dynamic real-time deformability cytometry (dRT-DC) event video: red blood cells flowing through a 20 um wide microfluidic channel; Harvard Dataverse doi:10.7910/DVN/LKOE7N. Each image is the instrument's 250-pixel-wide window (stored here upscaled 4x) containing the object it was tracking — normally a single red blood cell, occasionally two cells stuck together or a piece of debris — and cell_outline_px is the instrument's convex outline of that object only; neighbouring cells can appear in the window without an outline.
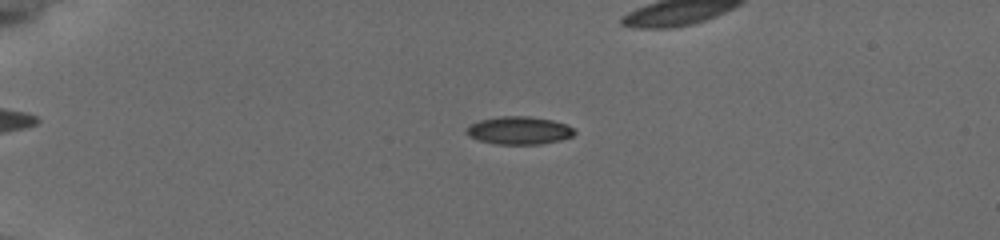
{"species": "common noctule bat (a hibernating species)", "species_latin": "Nyctalus noctula", "temperature_condition": "cold", "stored_images_in_passage": 64, "camera_frame_rate_fps": 3000, "um_per_image_px": 0.085, "animal": {"sex": "female", "body_mass_g": 19.5, "forearm_length_mm": 54.1}, "frame": {"image": 1, "passage_image": 15, "time_ms": 4.667, "image_size_px": [1000, 240], "cell_outline_px": [[576, 132], [572, 136], [560, 140], [540, 144], [496, 144], [480, 140], [468, 136], [464, 132], [464, 128], [468, 124], [480, 120], [500, 116], [532, 116], [552, 120], [568, 124]], "centroid_in_image_um": [44.08, 11.08], "position_along_channel_um": 40.9, "area_um2": 17.74}}
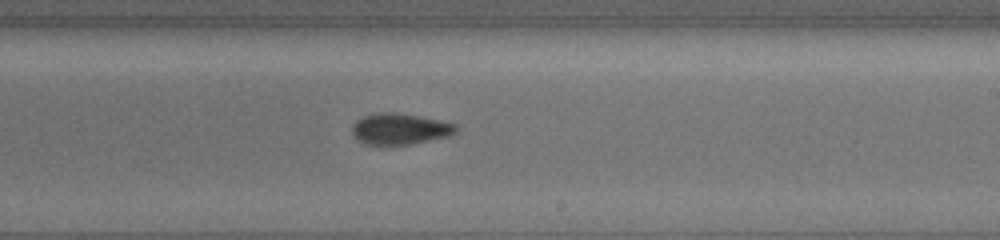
{"frame": {"image": 2, "passage_image": 45, "time_ms": 11.667, "image_size_px": [1000, 240], "cell_outline_px": [[456, 132], [448, 136], [412, 144], [392, 148], [364, 144], [356, 140], [352, 136], [352, 124], [356, 120], [364, 116], [380, 112], [392, 112], [420, 116], [456, 124]], "centroid_in_image_um": [33.91, 11.01], "position_along_channel_um": 255.1, "area_um2": 19.48}}
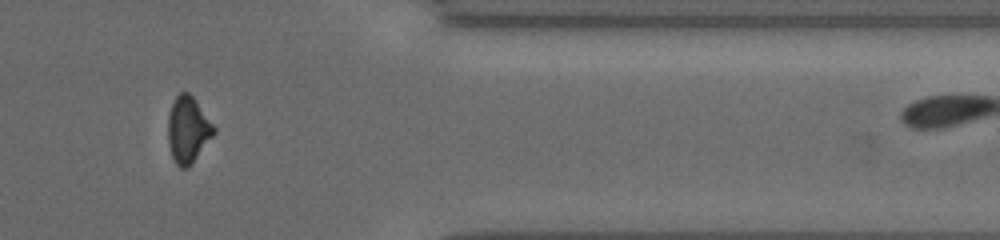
{"frame": {"image": 3, "passage_image": 61, "time_ms": 15.667, "image_size_px": [1000, 240], "cell_outline_px": [[216, 132], [192, 164], [188, 168], [180, 168], [176, 164], [172, 156], [168, 144], [168, 116], [172, 104], [176, 96], [180, 92], [188, 92], [192, 96], [216, 128]], "centroid_in_image_um": [15.97, 11.05], "position_along_channel_um": 395.4, "area_um2": 17.69}}